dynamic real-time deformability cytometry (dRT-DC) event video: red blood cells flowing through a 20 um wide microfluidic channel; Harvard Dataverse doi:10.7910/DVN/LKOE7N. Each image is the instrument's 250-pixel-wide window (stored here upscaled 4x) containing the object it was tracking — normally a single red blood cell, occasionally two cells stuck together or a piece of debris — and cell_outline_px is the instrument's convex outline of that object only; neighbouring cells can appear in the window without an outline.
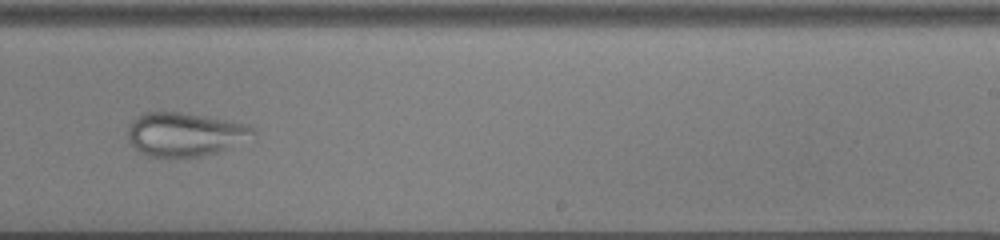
{"species": "common noctule bat (a hibernating species)", "species_latin": "Nyctalus noctula", "temperature_condition": "cold", "stored_images_in_passage": 50, "camera_frame_rate_fps": 3000, "um_per_image_px": 0.085, "animal": {"sex": "male", "body_mass_g": 13.0, "forearm_length_mm": 53.1}, "frame": {"image": 1, "passage_image": 31, "time_ms": 10.0, "image_size_px": [1000, 240], "cell_outline_px": [[256, 132], [216, 152], [200, 156], [148, 156], [140, 152], [128, 140], [128, 124], [136, 116], [144, 112], [180, 112], [204, 116], [248, 124]], "centroid_in_image_um": [15.6, 11.39], "position_along_channel_um": 273.4, "area_um2": 31.04}}
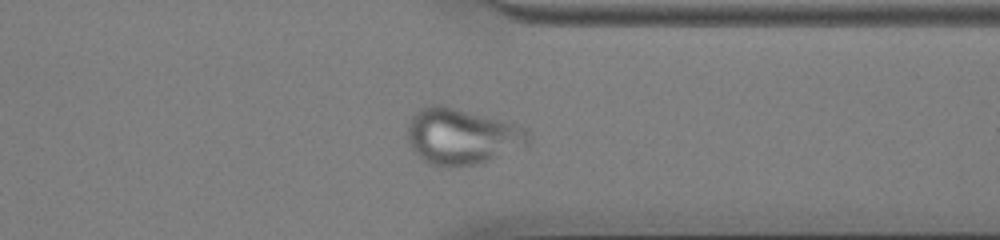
{"frame": {"image": 2, "passage_image": 39, "time_ms": 12.667, "image_size_px": [1000, 240], "cell_outline_px": [[532, 140], [528, 144], [480, 164], [448, 168], [428, 164], [412, 148], [408, 140], [408, 120], [420, 108], [428, 104], [440, 104], [516, 124], [524, 128], [532, 136]], "centroid_in_image_um": [39.24, 11.6], "position_along_channel_um": 372.2, "area_um2": 39.54}}
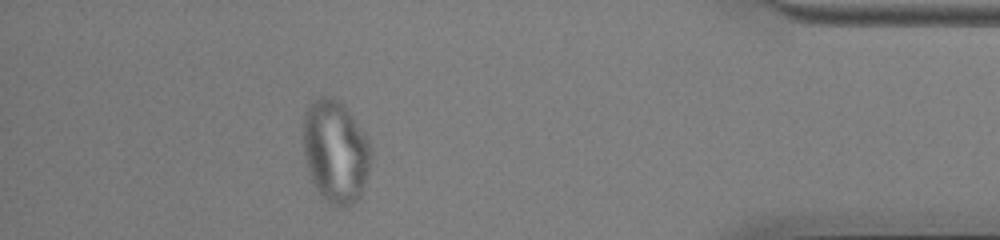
{"frame": {"image": 3, "passage_image": 45, "time_ms": 14.667, "image_size_px": [1000, 240], "cell_outline_px": [[368, 172], [360, 196], [348, 208], [340, 208], [324, 200], [320, 196], [312, 184], [304, 160], [304, 116], [312, 100], [320, 96], [332, 96], [340, 100], [344, 104], [368, 140]], "centroid_in_image_um": [28.47, 12.89], "position_along_channel_um": 406.7, "area_um2": 40.4}}